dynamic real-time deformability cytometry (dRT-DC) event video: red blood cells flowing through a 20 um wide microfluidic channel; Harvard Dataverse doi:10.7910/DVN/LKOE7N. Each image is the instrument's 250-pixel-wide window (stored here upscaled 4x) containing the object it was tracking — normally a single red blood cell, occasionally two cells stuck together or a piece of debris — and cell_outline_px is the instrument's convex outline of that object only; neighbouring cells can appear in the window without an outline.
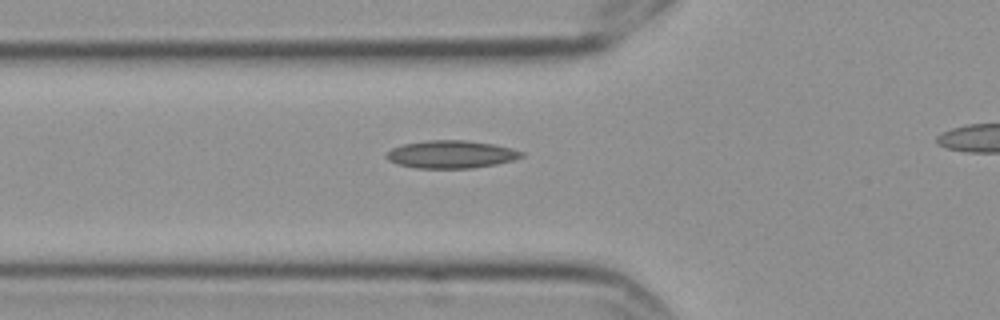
{"species": "Egyptian fruit bat (a non-hibernating species)", "species_latin": "Rousettus aegyptiacus", "temperature_condition": "cold", "stored_images_in_passage": 3, "segment_of_instrument_passage": [1, 2], "camera_frame_rate_fps": 3000, "um_per_image_px": 0.085, "frame": {"image": 1, "passage_image": 2, "time_ms": 0.333, "image_size_px": [1000, 320], "cell_outline_px": [[524, 156], [512, 160], [496, 164], [472, 168], [416, 168], [396, 164], [388, 160], [384, 156], [392, 148], [404, 144], [428, 140], [468, 140], [492, 144], [512, 148], [524, 152]], "centroid_in_image_um": [38.34, 13.12], "position_along_channel_um": 87.5, "area_um2": 21.85}}